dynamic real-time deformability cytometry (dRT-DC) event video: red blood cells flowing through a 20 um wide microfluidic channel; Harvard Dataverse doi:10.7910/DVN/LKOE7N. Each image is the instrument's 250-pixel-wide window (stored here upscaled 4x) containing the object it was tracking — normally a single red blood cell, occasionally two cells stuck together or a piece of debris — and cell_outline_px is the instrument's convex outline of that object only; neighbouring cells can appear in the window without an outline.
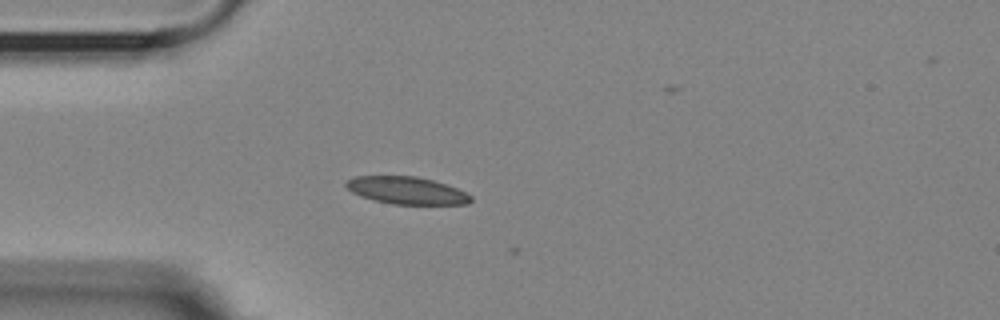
{"species": "Egyptian fruit bat (a non-hibernating species)", "species_latin": "Rousettus aegyptiacus", "temperature_condition": "room temperature", "stored_images_in_passage": 4, "camera_frame_rate_fps": 3000, "um_per_image_px": 0.085, "animal": {"sex": "female"}, "frame": {"image": 1, "passage_image": 1, "time_ms": 0.0, "image_size_px": [1000, 320], "cell_outline_px": [[472, 200], [468, 204], [392, 204], [360, 196], [352, 192], [344, 184], [348, 180], [356, 176], [416, 176], [432, 180], [456, 188], [472, 196]], "centroid_in_image_um": [34.56, 16.19], "position_along_channel_um": 50.4, "area_um2": 19.65}}